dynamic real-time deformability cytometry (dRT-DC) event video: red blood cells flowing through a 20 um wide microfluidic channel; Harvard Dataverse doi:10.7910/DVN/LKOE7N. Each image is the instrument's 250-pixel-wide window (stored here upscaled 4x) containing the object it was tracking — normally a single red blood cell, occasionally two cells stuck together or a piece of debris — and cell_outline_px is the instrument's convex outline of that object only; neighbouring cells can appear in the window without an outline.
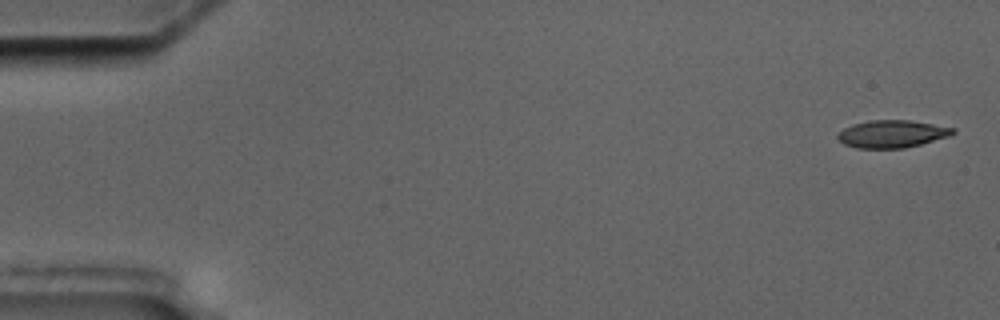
{"species": "common noctule bat (a hibernating species)", "species_latin": "Nyctalus noctula", "temperature_condition": "cold", "stored_images_in_passage": 9, "camera_frame_rate_fps": 3000, "um_per_image_px": 0.085, "animal": {"sex": "male", "body_mass_g": 17.5, "forearm_length_mm": 52.3}, "frame": {"image": 1, "passage_image": 1, "time_ms": 0.0, "image_size_px": [1000, 320], "cell_outline_px": [[956, 132], [948, 136], [920, 144], [904, 148], [856, 148], [844, 144], [836, 136], [844, 128], [852, 124], [872, 120], [908, 120], [956, 128]], "centroid_in_image_um": [75.81, 11.38], "position_along_channel_um": 9.2, "area_um2": 18.26}}
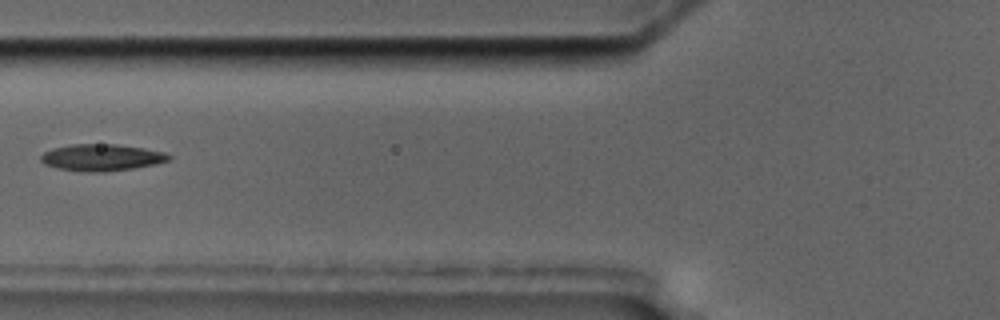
{"frame": {"image": 2, "passage_image": 7, "time_ms": 7.0, "image_size_px": [1000, 320], "cell_outline_px": [[172, 160], [156, 164], [132, 168], [104, 172], [88, 172], [60, 168], [44, 164], [40, 160], [40, 156], [44, 152], [52, 148], [72, 144], [116, 144], [144, 148], [164, 152], [172, 156]], "centroid_in_image_um": [8.66, 13.38], "position_along_channel_um": 117.1, "area_um2": 19.94}}
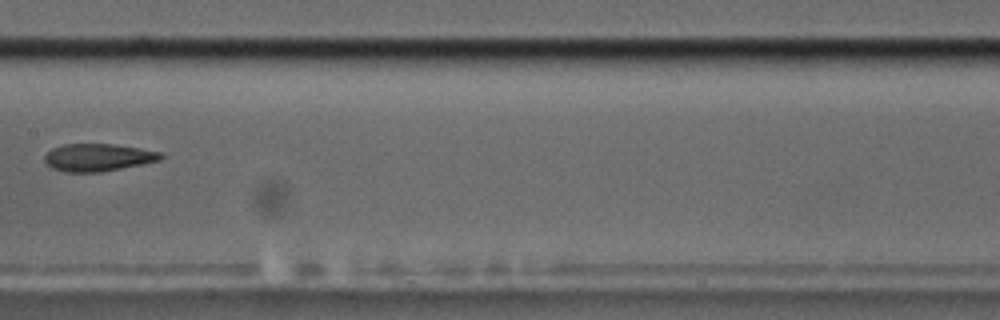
{"frame": {"image": 3, "passage_image": 9, "time_ms": 9.333, "image_size_px": [1000, 320], "cell_outline_px": [[164, 156], [160, 160], [100, 172], [64, 172], [52, 168], [44, 160], [44, 156], [52, 148], [64, 144], [112, 144], [140, 148], [160, 152]], "centroid_in_image_um": [8.3, 13.38], "position_along_channel_um": 199.1, "area_um2": 18.44}}